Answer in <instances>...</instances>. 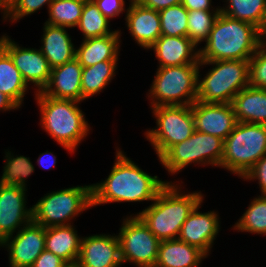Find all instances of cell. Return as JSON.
Here are the masks:
<instances>
[{"label": "cell", "mask_w": 266, "mask_h": 267, "mask_svg": "<svg viewBox=\"0 0 266 267\" xmlns=\"http://www.w3.org/2000/svg\"><path fill=\"white\" fill-rule=\"evenodd\" d=\"M115 162L105 180L92 185V207L113 202L154 201L169 182L142 170L124 151L116 148Z\"/></svg>", "instance_id": "6da1fadb"}, {"label": "cell", "mask_w": 266, "mask_h": 267, "mask_svg": "<svg viewBox=\"0 0 266 267\" xmlns=\"http://www.w3.org/2000/svg\"><path fill=\"white\" fill-rule=\"evenodd\" d=\"M178 184L168 182L151 205L135 214L160 241L177 239L189 214L204 200L201 192L183 194Z\"/></svg>", "instance_id": "7a4b0ae2"}, {"label": "cell", "mask_w": 266, "mask_h": 267, "mask_svg": "<svg viewBox=\"0 0 266 267\" xmlns=\"http://www.w3.org/2000/svg\"><path fill=\"white\" fill-rule=\"evenodd\" d=\"M264 39L255 25L220 12L204 47L199 48V60H249Z\"/></svg>", "instance_id": "3957f363"}, {"label": "cell", "mask_w": 266, "mask_h": 267, "mask_svg": "<svg viewBox=\"0 0 266 267\" xmlns=\"http://www.w3.org/2000/svg\"><path fill=\"white\" fill-rule=\"evenodd\" d=\"M34 97L40 108L42 130H45L69 153H74L91 128L78 105L81 102L55 99L45 96L42 92L35 93Z\"/></svg>", "instance_id": "277c9868"}, {"label": "cell", "mask_w": 266, "mask_h": 267, "mask_svg": "<svg viewBox=\"0 0 266 267\" xmlns=\"http://www.w3.org/2000/svg\"><path fill=\"white\" fill-rule=\"evenodd\" d=\"M212 65L202 79L200 67ZM249 85V60L200 61L198 68L197 101L231 103Z\"/></svg>", "instance_id": "5b68a950"}, {"label": "cell", "mask_w": 266, "mask_h": 267, "mask_svg": "<svg viewBox=\"0 0 266 267\" xmlns=\"http://www.w3.org/2000/svg\"><path fill=\"white\" fill-rule=\"evenodd\" d=\"M266 155V125L238 122L224 140L221 168L243 178Z\"/></svg>", "instance_id": "8992f818"}, {"label": "cell", "mask_w": 266, "mask_h": 267, "mask_svg": "<svg viewBox=\"0 0 266 267\" xmlns=\"http://www.w3.org/2000/svg\"><path fill=\"white\" fill-rule=\"evenodd\" d=\"M199 65L158 67L147 94L150 107L193 105L197 101Z\"/></svg>", "instance_id": "52a82bcc"}, {"label": "cell", "mask_w": 266, "mask_h": 267, "mask_svg": "<svg viewBox=\"0 0 266 267\" xmlns=\"http://www.w3.org/2000/svg\"><path fill=\"white\" fill-rule=\"evenodd\" d=\"M92 207V185L52 191L32 206V220L48 228L71 225L72 219Z\"/></svg>", "instance_id": "ba28073f"}, {"label": "cell", "mask_w": 266, "mask_h": 267, "mask_svg": "<svg viewBox=\"0 0 266 267\" xmlns=\"http://www.w3.org/2000/svg\"><path fill=\"white\" fill-rule=\"evenodd\" d=\"M224 140L194 130L191 137L170 147L158 160L171 175L193 164L220 167Z\"/></svg>", "instance_id": "9c48e42d"}, {"label": "cell", "mask_w": 266, "mask_h": 267, "mask_svg": "<svg viewBox=\"0 0 266 267\" xmlns=\"http://www.w3.org/2000/svg\"><path fill=\"white\" fill-rule=\"evenodd\" d=\"M156 128L145 132L158 159L172 146L183 142L194 132L192 105L157 106L151 108Z\"/></svg>", "instance_id": "30bf717a"}, {"label": "cell", "mask_w": 266, "mask_h": 267, "mask_svg": "<svg viewBox=\"0 0 266 267\" xmlns=\"http://www.w3.org/2000/svg\"><path fill=\"white\" fill-rule=\"evenodd\" d=\"M118 238L122 263L137 267H155L160 240L137 216L123 219Z\"/></svg>", "instance_id": "8fae6325"}, {"label": "cell", "mask_w": 266, "mask_h": 267, "mask_svg": "<svg viewBox=\"0 0 266 267\" xmlns=\"http://www.w3.org/2000/svg\"><path fill=\"white\" fill-rule=\"evenodd\" d=\"M0 46L9 54L24 82L34 84L36 93L42 92L49 82L52 68L40 49L21 47L7 34L0 37Z\"/></svg>", "instance_id": "7c38bea8"}, {"label": "cell", "mask_w": 266, "mask_h": 267, "mask_svg": "<svg viewBox=\"0 0 266 267\" xmlns=\"http://www.w3.org/2000/svg\"><path fill=\"white\" fill-rule=\"evenodd\" d=\"M0 247L9 252L10 267H31L45 250V227L32 220L16 235L6 238Z\"/></svg>", "instance_id": "4fadbf2b"}, {"label": "cell", "mask_w": 266, "mask_h": 267, "mask_svg": "<svg viewBox=\"0 0 266 267\" xmlns=\"http://www.w3.org/2000/svg\"><path fill=\"white\" fill-rule=\"evenodd\" d=\"M26 191L25 187L0 184V244L32 221V207H26Z\"/></svg>", "instance_id": "5bb4252c"}, {"label": "cell", "mask_w": 266, "mask_h": 267, "mask_svg": "<svg viewBox=\"0 0 266 267\" xmlns=\"http://www.w3.org/2000/svg\"><path fill=\"white\" fill-rule=\"evenodd\" d=\"M122 264L118 235L94 234L81 238L75 267H120Z\"/></svg>", "instance_id": "9a60e30c"}, {"label": "cell", "mask_w": 266, "mask_h": 267, "mask_svg": "<svg viewBox=\"0 0 266 267\" xmlns=\"http://www.w3.org/2000/svg\"><path fill=\"white\" fill-rule=\"evenodd\" d=\"M194 130L225 140L238 123L231 103H202L192 105Z\"/></svg>", "instance_id": "2e32d148"}, {"label": "cell", "mask_w": 266, "mask_h": 267, "mask_svg": "<svg viewBox=\"0 0 266 267\" xmlns=\"http://www.w3.org/2000/svg\"><path fill=\"white\" fill-rule=\"evenodd\" d=\"M203 201L197 205L183 223L178 239L189 245L196 246L207 256L213 247L219 233L220 221L216 211L200 213L198 211Z\"/></svg>", "instance_id": "e0dca14e"}, {"label": "cell", "mask_w": 266, "mask_h": 267, "mask_svg": "<svg viewBox=\"0 0 266 267\" xmlns=\"http://www.w3.org/2000/svg\"><path fill=\"white\" fill-rule=\"evenodd\" d=\"M125 12V25L134 41L148 50L162 35L159 11L144 7L136 0H129Z\"/></svg>", "instance_id": "ac0fdd59"}, {"label": "cell", "mask_w": 266, "mask_h": 267, "mask_svg": "<svg viewBox=\"0 0 266 267\" xmlns=\"http://www.w3.org/2000/svg\"><path fill=\"white\" fill-rule=\"evenodd\" d=\"M149 49L154 50L158 67L200 64L199 49L189 37L161 35Z\"/></svg>", "instance_id": "d6986e66"}, {"label": "cell", "mask_w": 266, "mask_h": 267, "mask_svg": "<svg viewBox=\"0 0 266 267\" xmlns=\"http://www.w3.org/2000/svg\"><path fill=\"white\" fill-rule=\"evenodd\" d=\"M82 70L83 67L76 58L52 68L49 82L42 93L55 99H71L82 102Z\"/></svg>", "instance_id": "ffe728a7"}, {"label": "cell", "mask_w": 266, "mask_h": 267, "mask_svg": "<svg viewBox=\"0 0 266 267\" xmlns=\"http://www.w3.org/2000/svg\"><path fill=\"white\" fill-rule=\"evenodd\" d=\"M66 27L44 23L40 51L51 68L61 66L75 58L76 47Z\"/></svg>", "instance_id": "44dd1931"}, {"label": "cell", "mask_w": 266, "mask_h": 267, "mask_svg": "<svg viewBox=\"0 0 266 267\" xmlns=\"http://www.w3.org/2000/svg\"><path fill=\"white\" fill-rule=\"evenodd\" d=\"M121 32L115 30L113 34L83 39L76 48L75 58L82 67H90L103 61H118L120 53Z\"/></svg>", "instance_id": "7402d4cb"}, {"label": "cell", "mask_w": 266, "mask_h": 267, "mask_svg": "<svg viewBox=\"0 0 266 267\" xmlns=\"http://www.w3.org/2000/svg\"><path fill=\"white\" fill-rule=\"evenodd\" d=\"M207 257L196 246L178 238L164 240L160 242L155 267H199Z\"/></svg>", "instance_id": "603a6c76"}, {"label": "cell", "mask_w": 266, "mask_h": 267, "mask_svg": "<svg viewBox=\"0 0 266 267\" xmlns=\"http://www.w3.org/2000/svg\"><path fill=\"white\" fill-rule=\"evenodd\" d=\"M71 225L45 228V249L63 259L69 266H75L79 253L81 238Z\"/></svg>", "instance_id": "cb8c5ba5"}, {"label": "cell", "mask_w": 266, "mask_h": 267, "mask_svg": "<svg viewBox=\"0 0 266 267\" xmlns=\"http://www.w3.org/2000/svg\"><path fill=\"white\" fill-rule=\"evenodd\" d=\"M238 122L266 125V89L247 86L232 100Z\"/></svg>", "instance_id": "d4e9b609"}, {"label": "cell", "mask_w": 266, "mask_h": 267, "mask_svg": "<svg viewBox=\"0 0 266 267\" xmlns=\"http://www.w3.org/2000/svg\"><path fill=\"white\" fill-rule=\"evenodd\" d=\"M227 6L220 7L221 13L258 27L266 38V0H225Z\"/></svg>", "instance_id": "484cf974"}, {"label": "cell", "mask_w": 266, "mask_h": 267, "mask_svg": "<svg viewBox=\"0 0 266 267\" xmlns=\"http://www.w3.org/2000/svg\"><path fill=\"white\" fill-rule=\"evenodd\" d=\"M28 87L9 54L0 46V92L21 108Z\"/></svg>", "instance_id": "4316f807"}, {"label": "cell", "mask_w": 266, "mask_h": 267, "mask_svg": "<svg viewBox=\"0 0 266 267\" xmlns=\"http://www.w3.org/2000/svg\"><path fill=\"white\" fill-rule=\"evenodd\" d=\"M118 61H103L82 70V101L100 94L116 75Z\"/></svg>", "instance_id": "83f0119b"}, {"label": "cell", "mask_w": 266, "mask_h": 267, "mask_svg": "<svg viewBox=\"0 0 266 267\" xmlns=\"http://www.w3.org/2000/svg\"><path fill=\"white\" fill-rule=\"evenodd\" d=\"M5 151V164L0 179V184L4 186H19L27 188V178L34 173L33 166L29 157L23 155L14 156L11 151ZM12 154V155H11Z\"/></svg>", "instance_id": "f1b7e54d"}, {"label": "cell", "mask_w": 266, "mask_h": 267, "mask_svg": "<svg viewBox=\"0 0 266 267\" xmlns=\"http://www.w3.org/2000/svg\"><path fill=\"white\" fill-rule=\"evenodd\" d=\"M109 24L110 20L100 12L93 0L85 1L77 26L82 32L84 40L113 34L115 31L110 30Z\"/></svg>", "instance_id": "f546056e"}, {"label": "cell", "mask_w": 266, "mask_h": 267, "mask_svg": "<svg viewBox=\"0 0 266 267\" xmlns=\"http://www.w3.org/2000/svg\"><path fill=\"white\" fill-rule=\"evenodd\" d=\"M85 1L53 0L48 8L46 24L66 28L78 26Z\"/></svg>", "instance_id": "4dcf8cb0"}, {"label": "cell", "mask_w": 266, "mask_h": 267, "mask_svg": "<svg viewBox=\"0 0 266 267\" xmlns=\"http://www.w3.org/2000/svg\"><path fill=\"white\" fill-rule=\"evenodd\" d=\"M233 228L238 232L266 235V195L255 197Z\"/></svg>", "instance_id": "1f68e13d"}, {"label": "cell", "mask_w": 266, "mask_h": 267, "mask_svg": "<svg viewBox=\"0 0 266 267\" xmlns=\"http://www.w3.org/2000/svg\"><path fill=\"white\" fill-rule=\"evenodd\" d=\"M214 10H188V37L198 46L208 39L220 7Z\"/></svg>", "instance_id": "d6a6232c"}, {"label": "cell", "mask_w": 266, "mask_h": 267, "mask_svg": "<svg viewBox=\"0 0 266 267\" xmlns=\"http://www.w3.org/2000/svg\"><path fill=\"white\" fill-rule=\"evenodd\" d=\"M161 34L188 37V10L180 3L159 11Z\"/></svg>", "instance_id": "836d02e7"}, {"label": "cell", "mask_w": 266, "mask_h": 267, "mask_svg": "<svg viewBox=\"0 0 266 267\" xmlns=\"http://www.w3.org/2000/svg\"><path fill=\"white\" fill-rule=\"evenodd\" d=\"M249 86L266 89V38L249 59Z\"/></svg>", "instance_id": "e575fe53"}, {"label": "cell", "mask_w": 266, "mask_h": 267, "mask_svg": "<svg viewBox=\"0 0 266 267\" xmlns=\"http://www.w3.org/2000/svg\"><path fill=\"white\" fill-rule=\"evenodd\" d=\"M53 0H6V19L17 22L24 16L37 12L45 4L49 8Z\"/></svg>", "instance_id": "d590c367"}, {"label": "cell", "mask_w": 266, "mask_h": 267, "mask_svg": "<svg viewBox=\"0 0 266 267\" xmlns=\"http://www.w3.org/2000/svg\"><path fill=\"white\" fill-rule=\"evenodd\" d=\"M97 5L100 12L108 19H113L120 16L124 11H127L125 8L124 0H93Z\"/></svg>", "instance_id": "8d00e7d4"}, {"label": "cell", "mask_w": 266, "mask_h": 267, "mask_svg": "<svg viewBox=\"0 0 266 267\" xmlns=\"http://www.w3.org/2000/svg\"><path fill=\"white\" fill-rule=\"evenodd\" d=\"M242 179L247 181L258 180L261 195H266V155L257 161Z\"/></svg>", "instance_id": "74e56055"}, {"label": "cell", "mask_w": 266, "mask_h": 267, "mask_svg": "<svg viewBox=\"0 0 266 267\" xmlns=\"http://www.w3.org/2000/svg\"><path fill=\"white\" fill-rule=\"evenodd\" d=\"M31 267H69V265L63 259L45 249Z\"/></svg>", "instance_id": "f35d334b"}, {"label": "cell", "mask_w": 266, "mask_h": 267, "mask_svg": "<svg viewBox=\"0 0 266 267\" xmlns=\"http://www.w3.org/2000/svg\"><path fill=\"white\" fill-rule=\"evenodd\" d=\"M144 7L151 8L156 11L180 4L182 0H136Z\"/></svg>", "instance_id": "ab89813d"}, {"label": "cell", "mask_w": 266, "mask_h": 267, "mask_svg": "<svg viewBox=\"0 0 266 267\" xmlns=\"http://www.w3.org/2000/svg\"><path fill=\"white\" fill-rule=\"evenodd\" d=\"M212 0H182L181 4L187 10H213Z\"/></svg>", "instance_id": "60d3db41"}, {"label": "cell", "mask_w": 266, "mask_h": 267, "mask_svg": "<svg viewBox=\"0 0 266 267\" xmlns=\"http://www.w3.org/2000/svg\"><path fill=\"white\" fill-rule=\"evenodd\" d=\"M37 163L42 169L50 170L56 164V156L52 152L46 150L39 155Z\"/></svg>", "instance_id": "b9f144b4"}, {"label": "cell", "mask_w": 266, "mask_h": 267, "mask_svg": "<svg viewBox=\"0 0 266 267\" xmlns=\"http://www.w3.org/2000/svg\"><path fill=\"white\" fill-rule=\"evenodd\" d=\"M19 107L4 93L0 92V111L16 110Z\"/></svg>", "instance_id": "7bdbcfd3"}, {"label": "cell", "mask_w": 266, "mask_h": 267, "mask_svg": "<svg viewBox=\"0 0 266 267\" xmlns=\"http://www.w3.org/2000/svg\"><path fill=\"white\" fill-rule=\"evenodd\" d=\"M0 11L1 14L3 13V19L4 21H6V1L5 0H0Z\"/></svg>", "instance_id": "ee69618b"}]
</instances>
